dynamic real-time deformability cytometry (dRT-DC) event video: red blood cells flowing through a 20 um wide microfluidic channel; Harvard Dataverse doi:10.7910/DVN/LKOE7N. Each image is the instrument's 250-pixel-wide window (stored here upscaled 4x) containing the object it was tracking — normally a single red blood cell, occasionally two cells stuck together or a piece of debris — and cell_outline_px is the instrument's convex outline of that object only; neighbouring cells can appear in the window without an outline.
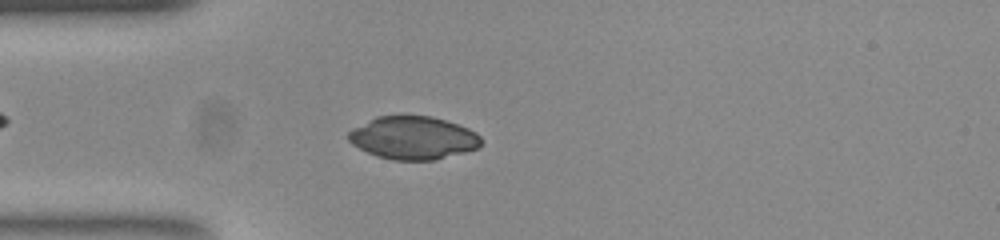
{"species": "common noctule bat (a hibernating species)", "species_latin": "Nyctalus noctula", "temperature_condition": "room temperature", "stored_images_in_passage": 32, "segment_of_instrument_passage": [1, 2], "camera_frame_rate_fps": 3000, "um_per_image_px": 0.085, "animal": {"sex": "female", "body_mass_g": 23.0, "forearm_length_mm": 53.4}, "frame": {"image": 1, "passage_image": 9, "time_ms": 2.667, "image_size_px": [1000, 240], "cell_outline_px": [[484, 140], [480, 148], [436, 160], [392, 160], [376, 156], [352, 144], [348, 140], [348, 132], [352, 128], [376, 116], [432, 116], [468, 128], [476, 132]], "centroid_in_image_um": [35.14, 11.72], "position_along_channel_um": 49.9, "area_um2": 33.41}}